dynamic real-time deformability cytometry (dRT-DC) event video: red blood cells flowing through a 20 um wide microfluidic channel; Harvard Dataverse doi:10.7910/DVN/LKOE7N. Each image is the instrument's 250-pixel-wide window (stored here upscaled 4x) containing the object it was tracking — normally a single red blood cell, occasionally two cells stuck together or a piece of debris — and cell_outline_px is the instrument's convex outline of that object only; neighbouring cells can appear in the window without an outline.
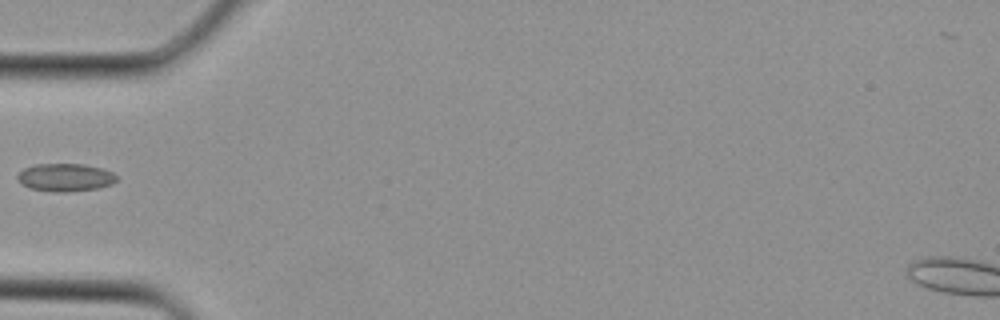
{"species": "Egyptian fruit bat (a non-hibernating species)", "species_latin": "Rousettus aegyptiacus", "temperature_condition": "cold", "stored_images_in_passage": 3, "camera_frame_rate_fps": 3000, "um_per_image_px": 0.085, "animal": {"sex": "female"}, "frame": {"image": 1, "passage_image": 3, "time_ms": 0.667, "image_size_px": [1000, 320], "cell_outline_px": [[116, 180], [112, 184], [96, 188], [64, 192], [52, 192], [28, 188], [16, 176], [24, 168], [36, 164], [84, 164], [104, 168], [112, 172], [116, 176]], "centroid_in_image_um": [5.56, 15.07], "position_along_channel_um": 79.4, "area_um2": 16.01}}